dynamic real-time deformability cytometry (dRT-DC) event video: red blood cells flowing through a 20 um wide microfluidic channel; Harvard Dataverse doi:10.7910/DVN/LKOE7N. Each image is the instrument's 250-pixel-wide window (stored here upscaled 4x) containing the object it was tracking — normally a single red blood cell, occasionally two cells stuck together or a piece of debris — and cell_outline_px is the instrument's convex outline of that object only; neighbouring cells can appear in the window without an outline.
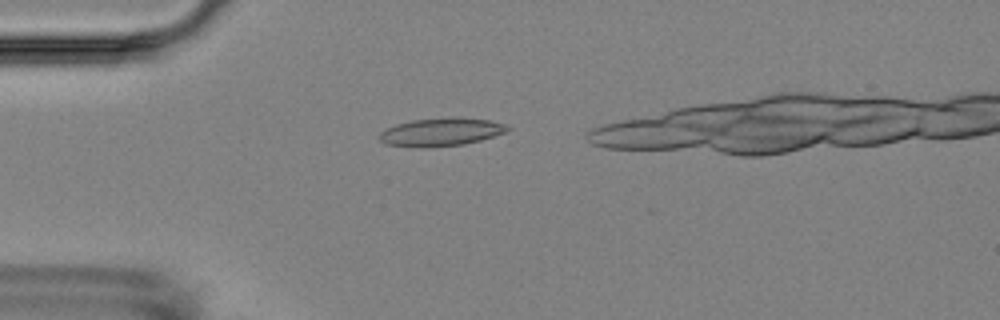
{"species": "Egyptian fruit bat (a non-hibernating species)", "species_latin": "Rousettus aegyptiacus", "temperature_condition": "room temperature", "stored_images_in_passage": 5, "camera_frame_rate_fps": 3000, "um_per_image_px": 0.085, "animal": {"sex": "female"}, "frame": {"image": 1, "passage_image": 2, "time_ms": 1.333, "image_size_px": [1000, 320], "cell_outline_px": [[512, 128], [508, 132], [480, 140], [464, 144], [428, 148], [424, 148], [384, 144], [380, 140], [380, 132], [396, 124], [412, 120], [452, 116], [460, 116], [488, 120], [504, 124]], "centroid_in_image_um": [37.52, 11.21], "position_along_channel_um": 47.5, "area_um2": 21.27}}